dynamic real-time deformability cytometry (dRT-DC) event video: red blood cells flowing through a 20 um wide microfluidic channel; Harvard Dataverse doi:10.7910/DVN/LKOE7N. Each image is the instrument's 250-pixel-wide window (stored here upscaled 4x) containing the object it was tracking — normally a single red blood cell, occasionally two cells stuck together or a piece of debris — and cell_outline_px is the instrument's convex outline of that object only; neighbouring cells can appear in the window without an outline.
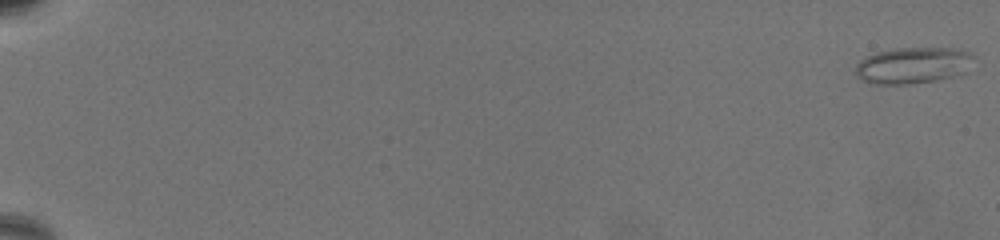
{"species": "common noctule bat (a hibernating species)", "species_latin": "Nyctalus noctula", "temperature_condition": "warm", "stored_images_in_passage": 68, "camera_frame_rate_fps": 3000, "um_per_image_px": 0.085, "animal": {"sex": "female", "body_mass_g": 19.5, "forearm_length_mm": 54.1}, "frame": {"image": 1, "passage_image": 1, "time_ms": 0.0, "image_size_px": [1000, 240], "cell_outline_px": [[976, 56], [968, 72], [936, 80], [908, 84], [872, 84], [860, 80], [856, 76], [856, 64], [860, 60], [876, 52], [896, 48], [960, 48]], "centroid_in_image_um": [77.63, 5.55], "position_along_channel_um": 7.4, "area_um2": 25.37}}
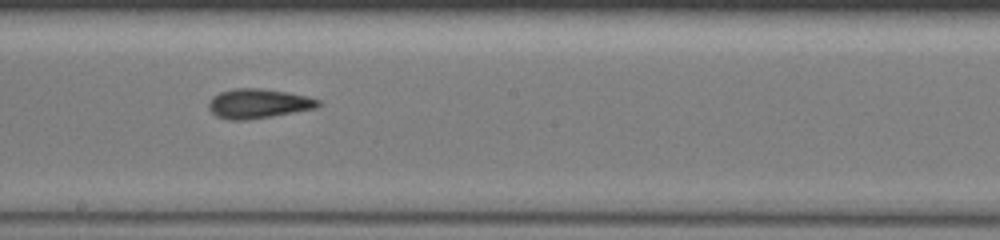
{"frame": {"image": 2, "passage_image": 42, "time_ms": 13.667, "image_size_px": [1000, 240], "cell_outline_px": [[320, 104], [316, 108], [272, 116], [248, 120], [228, 120], [216, 116], [208, 108], [208, 104], [212, 96], [220, 92], [232, 88], [260, 88], [288, 92], [308, 96], [320, 100]], "centroid_in_image_um": [21.93, 8.8], "position_along_channel_um": 226.3, "area_um2": 18.96}}
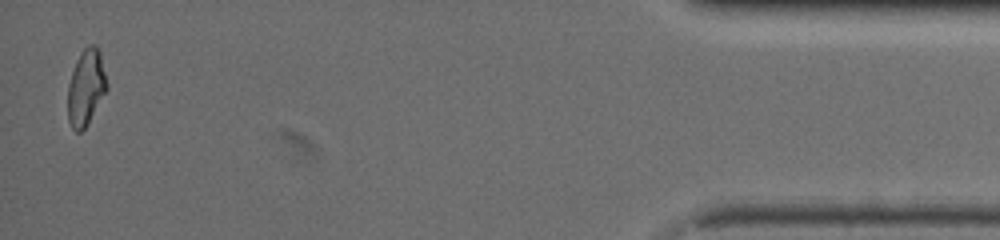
{"frame": {"image": 3, "passage_image": 67, "time_ms": 22.0, "image_size_px": [1000, 240], "cell_outline_px": [[108, 88], [88, 124], [80, 132], [76, 132], [72, 128], [68, 120], [68, 84], [76, 60], [80, 52], [88, 44], [96, 44], [100, 52], [108, 84]], "centroid_in_image_um": [7.32, 7.42], "position_along_channel_um": 427.9, "area_um2": 17.46}, "authors_computed_cell_mechanics": {"area_um2": 18.785, "velocity_mm_per_s": 3.2769, "shape_relaxation_time_tau1_ms": null, "shape_relaxation_time_tau2_ms": 2.7977, "deformation_change_tau1": null, "deformation_change_tau2": 0.1107}}